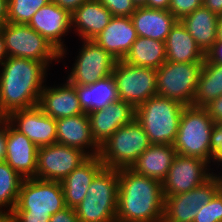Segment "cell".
Masks as SVG:
<instances>
[{
  "label": "cell",
  "instance_id": "cell-15",
  "mask_svg": "<svg viewBox=\"0 0 222 222\" xmlns=\"http://www.w3.org/2000/svg\"><path fill=\"white\" fill-rule=\"evenodd\" d=\"M6 118L14 129L25 134L38 148L56 143V120L46 115L38 105L12 111Z\"/></svg>",
  "mask_w": 222,
  "mask_h": 222
},
{
  "label": "cell",
  "instance_id": "cell-2",
  "mask_svg": "<svg viewBox=\"0 0 222 222\" xmlns=\"http://www.w3.org/2000/svg\"><path fill=\"white\" fill-rule=\"evenodd\" d=\"M119 190L116 222H162V183L134 172L118 169Z\"/></svg>",
  "mask_w": 222,
  "mask_h": 222
},
{
  "label": "cell",
  "instance_id": "cell-42",
  "mask_svg": "<svg viewBox=\"0 0 222 222\" xmlns=\"http://www.w3.org/2000/svg\"><path fill=\"white\" fill-rule=\"evenodd\" d=\"M202 6L218 16L222 15V0H202Z\"/></svg>",
  "mask_w": 222,
  "mask_h": 222
},
{
  "label": "cell",
  "instance_id": "cell-9",
  "mask_svg": "<svg viewBox=\"0 0 222 222\" xmlns=\"http://www.w3.org/2000/svg\"><path fill=\"white\" fill-rule=\"evenodd\" d=\"M8 57L26 58L39 62L59 63L60 52L41 34L27 24L7 23L0 28ZM59 60V61H58Z\"/></svg>",
  "mask_w": 222,
  "mask_h": 222
},
{
  "label": "cell",
  "instance_id": "cell-3",
  "mask_svg": "<svg viewBox=\"0 0 222 222\" xmlns=\"http://www.w3.org/2000/svg\"><path fill=\"white\" fill-rule=\"evenodd\" d=\"M118 190V169L104 167L74 208L79 222H116Z\"/></svg>",
  "mask_w": 222,
  "mask_h": 222
},
{
  "label": "cell",
  "instance_id": "cell-48",
  "mask_svg": "<svg viewBox=\"0 0 222 222\" xmlns=\"http://www.w3.org/2000/svg\"><path fill=\"white\" fill-rule=\"evenodd\" d=\"M217 40L222 41V15L218 17Z\"/></svg>",
  "mask_w": 222,
  "mask_h": 222
},
{
  "label": "cell",
  "instance_id": "cell-12",
  "mask_svg": "<svg viewBox=\"0 0 222 222\" xmlns=\"http://www.w3.org/2000/svg\"><path fill=\"white\" fill-rule=\"evenodd\" d=\"M221 190L217 173L189 192L164 196L162 222H193L198 210Z\"/></svg>",
  "mask_w": 222,
  "mask_h": 222
},
{
  "label": "cell",
  "instance_id": "cell-1",
  "mask_svg": "<svg viewBox=\"0 0 222 222\" xmlns=\"http://www.w3.org/2000/svg\"><path fill=\"white\" fill-rule=\"evenodd\" d=\"M52 62L7 57L0 65V117L39 104ZM2 68V69H1Z\"/></svg>",
  "mask_w": 222,
  "mask_h": 222
},
{
  "label": "cell",
  "instance_id": "cell-32",
  "mask_svg": "<svg viewBox=\"0 0 222 222\" xmlns=\"http://www.w3.org/2000/svg\"><path fill=\"white\" fill-rule=\"evenodd\" d=\"M52 0H9L8 22L28 24L39 8Z\"/></svg>",
  "mask_w": 222,
  "mask_h": 222
},
{
  "label": "cell",
  "instance_id": "cell-28",
  "mask_svg": "<svg viewBox=\"0 0 222 222\" xmlns=\"http://www.w3.org/2000/svg\"><path fill=\"white\" fill-rule=\"evenodd\" d=\"M85 114L104 109L110 103L119 100L113 75L89 85H73Z\"/></svg>",
  "mask_w": 222,
  "mask_h": 222
},
{
  "label": "cell",
  "instance_id": "cell-19",
  "mask_svg": "<svg viewBox=\"0 0 222 222\" xmlns=\"http://www.w3.org/2000/svg\"><path fill=\"white\" fill-rule=\"evenodd\" d=\"M56 143L81 149L88 156H97L100 147L96 144L89 123L88 114L56 120Z\"/></svg>",
  "mask_w": 222,
  "mask_h": 222
},
{
  "label": "cell",
  "instance_id": "cell-40",
  "mask_svg": "<svg viewBox=\"0 0 222 222\" xmlns=\"http://www.w3.org/2000/svg\"><path fill=\"white\" fill-rule=\"evenodd\" d=\"M206 57L211 62L222 65V41L217 40L213 47L206 53Z\"/></svg>",
  "mask_w": 222,
  "mask_h": 222
},
{
  "label": "cell",
  "instance_id": "cell-26",
  "mask_svg": "<svg viewBox=\"0 0 222 222\" xmlns=\"http://www.w3.org/2000/svg\"><path fill=\"white\" fill-rule=\"evenodd\" d=\"M165 47L167 61L174 63L204 62L206 58V54L180 21L170 29Z\"/></svg>",
  "mask_w": 222,
  "mask_h": 222
},
{
  "label": "cell",
  "instance_id": "cell-38",
  "mask_svg": "<svg viewBox=\"0 0 222 222\" xmlns=\"http://www.w3.org/2000/svg\"><path fill=\"white\" fill-rule=\"evenodd\" d=\"M212 121L217 124L222 122V95L204 107Z\"/></svg>",
  "mask_w": 222,
  "mask_h": 222
},
{
  "label": "cell",
  "instance_id": "cell-25",
  "mask_svg": "<svg viewBox=\"0 0 222 222\" xmlns=\"http://www.w3.org/2000/svg\"><path fill=\"white\" fill-rule=\"evenodd\" d=\"M131 19L139 37L164 42L170 29L178 21L169 10H157L145 6L137 7Z\"/></svg>",
  "mask_w": 222,
  "mask_h": 222
},
{
  "label": "cell",
  "instance_id": "cell-7",
  "mask_svg": "<svg viewBox=\"0 0 222 222\" xmlns=\"http://www.w3.org/2000/svg\"><path fill=\"white\" fill-rule=\"evenodd\" d=\"M61 182L25 178L12 213L14 215L51 216L65 208Z\"/></svg>",
  "mask_w": 222,
  "mask_h": 222
},
{
  "label": "cell",
  "instance_id": "cell-50",
  "mask_svg": "<svg viewBox=\"0 0 222 222\" xmlns=\"http://www.w3.org/2000/svg\"><path fill=\"white\" fill-rule=\"evenodd\" d=\"M218 177L220 178V182H221V190H222V174L220 175V173L218 172Z\"/></svg>",
  "mask_w": 222,
  "mask_h": 222
},
{
  "label": "cell",
  "instance_id": "cell-21",
  "mask_svg": "<svg viewBox=\"0 0 222 222\" xmlns=\"http://www.w3.org/2000/svg\"><path fill=\"white\" fill-rule=\"evenodd\" d=\"M63 84V85H62ZM60 86L44 85L38 106L55 120L83 114L76 88L67 80Z\"/></svg>",
  "mask_w": 222,
  "mask_h": 222
},
{
  "label": "cell",
  "instance_id": "cell-35",
  "mask_svg": "<svg viewBox=\"0 0 222 222\" xmlns=\"http://www.w3.org/2000/svg\"><path fill=\"white\" fill-rule=\"evenodd\" d=\"M200 7L202 0H171L168 10L179 21Z\"/></svg>",
  "mask_w": 222,
  "mask_h": 222
},
{
  "label": "cell",
  "instance_id": "cell-47",
  "mask_svg": "<svg viewBox=\"0 0 222 222\" xmlns=\"http://www.w3.org/2000/svg\"><path fill=\"white\" fill-rule=\"evenodd\" d=\"M0 222H16L12 212H0Z\"/></svg>",
  "mask_w": 222,
  "mask_h": 222
},
{
  "label": "cell",
  "instance_id": "cell-23",
  "mask_svg": "<svg viewBox=\"0 0 222 222\" xmlns=\"http://www.w3.org/2000/svg\"><path fill=\"white\" fill-rule=\"evenodd\" d=\"M104 168L99 156H89L62 182L65 205L76 208L84 199L95 176Z\"/></svg>",
  "mask_w": 222,
  "mask_h": 222
},
{
  "label": "cell",
  "instance_id": "cell-6",
  "mask_svg": "<svg viewBox=\"0 0 222 222\" xmlns=\"http://www.w3.org/2000/svg\"><path fill=\"white\" fill-rule=\"evenodd\" d=\"M150 145L147 134L135 118L118 128L100 146L98 156L105 168H130Z\"/></svg>",
  "mask_w": 222,
  "mask_h": 222
},
{
  "label": "cell",
  "instance_id": "cell-10",
  "mask_svg": "<svg viewBox=\"0 0 222 222\" xmlns=\"http://www.w3.org/2000/svg\"><path fill=\"white\" fill-rule=\"evenodd\" d=\"M119 100L135 109L150 97L157 95V69L134 66L117 60L112 73Z\"/></svg>",
  "mask_w": 222,
  "mask_h": 222
},
{
  "label": "cell",
  "instance_id": "cell-39",
  "mask_svg": "<svg viewBox=\"0 0 222 222\" xmlns=\"http://www.w3.org/2000/svg\"><path fill=\"white\" fill-rule=\"evenodd\" d=\"M7 144V118L0 117V162L5 161Z\"/></svg>",
  "mask_w": 222,
  "mask_h": 222
},
{
  "label": "cell",
  "instance_id": "cell-41",
  "mask_svg": "<svg viewBox=\"0 0 222 222\" xmlns=\"http://www.w3.org/2000/svg\"><path fill=\"white\" fill-rule=\"evenodd\" d=\"M90 0H52L56 5L72 14L80 5Z\"/></svg>",
  "mask_w": 222,
  "mask_h": 222
},
{
  "label": "cell",
  "instance_id": "cell-14",
  "mask_svg": "<svg viewBox=\"0 0 222 222\" xmlns=\"http://www.w3.org/2000/svg\"><path fill=\"white\" fill-rule=\"evenodd\" d=\"M210 165L201 158L177 154L162 182L163 195L173 196L189 192L205 183L215 174L210 171Z\"/></svg>",
  "mask_w": 222,
  "mask_h": 222
},
{
  "label": "cell",
  "instance_id": "cell-20",
  "mask_svg": "<svg viewBox=\"0 0 222 222\" xmlns=\"http://www.w3.org/2000/svg\"><path fill=\"white\" fill-rule=\"evenodd\" d=\"M137 38L131 17L113 16L93 40L116 60H123Z\"/></svg>",
  "mask_w": 222,
  "mask_h": 222
},
{
  "label": "cell",
  "instance_id": "cell-49",
  "mask_svg": "<svg viewBox=\"0 0 222 222\" xmlns=\"http://www.w3.org/2000/svg\"><path fill=\"white\" fill-rule=\"evenodd\" d=\"M137 7H146L147 0H132Z\"/></svg>",
  "mask_w": 222,
  "mask_h": 222
},
{
  "label": "cell",
  "instance_id": "cell-16",
  "mask_svg": "<svg viewBox=\"0 0 222 222\" xmlns=\"http://www.w3.org/2000/svg\"><path fill=\"white\" fill-rule=\"evenodd\" d=\"M27 25L49 41L60 52V59H64L67 48L64 47L66 44L62 37L65 38L72 30L71 14L68 11L51 1L39 8Z\"/></svg>",
  "mask_w": 222,
  "mask_h": 222
},
{
  "label": "cell",
  "instance_id": "cell-33",
  "mask_svg": "<svg viewBox=\"0 0 222 222\" xmlns=\"http://www.w3.org/2000/svg\"><path fill=\"white\" fill-rule=\"evenodd\" d=\"M193 222H222V190L198 210Z\"/></svg>",
  "mask_w": 222,
  "mask_h": 222
},
{
  "label": "cell",
  "instance_id": "cell-46",
  "mask_svg": "<svg viewBox=\"0 0 222 222\" xmlns=\"http://www.w3.org/2000/svg\"><path fill=\"white\" fill-rule=\"evenodd\" d=\"M7 57L8 56L5 50L4 37H3L2 32L0 31V65Z\"/></svg>",
  "mask_w": 222,
  "mask_h": 222
},
{
  "label": "cell",
  "instance_id": "cell-13",
  "mask_svg": "<svg viewBox=\"0 0 222 222\" xmlns=\"http://www.w3.org/2000/svg\"><path fill=\"white\" fill-rule=\"evenodd\" d=\"M88 157L81 149L60 143L39 147L35 178L62 182Z\"/></svg>",
  "mask_w": 222,
  "mask_h": 222
},
{
  "label": "cell",
  "instance_id": "cell-24",
  "mask_svg": "<svg viewBox=\"0 0 222 222\" xmlns=\"http://www.w3.org/2000/svg\"><path fill=\"white\" fill-rule=\"evenodd\" d=\"M176 155L177 152L171 144H151L130 168L162 183Z\"/></svg>",
  "mask_w": 222,
  "mask_h": 222
},
{
  "label": "cell",
  "instance_id": "cell-34",
  "mask_svg": "<svg viewBox=\"0 0 222 222\" xmlns=\"http://www.w3.org/2000/svg\"><path fill=\"white\" fill-rule=\"evenodd\" d=\"M108 8L112 16L131 17L137 6L132 0H98Z\"/></svg>",
  "mask_w": 222,
  "mask_h": 222
},
{
  "label": "cell",
  "instance_id": "cell-5",
  "mask_svg": "<svg viewBox=\"0 0 222 222\" xmlns=\"http://www.w3.org/2000/svg\"><path fill=\"white\" fill-rule=\"evenodd\" d=\"M215 123L204 107L185 106L173 147L177 154L201 158L211 164V133Z\"/></svg>",
  "mask_w": 222,
  "mask_h": 222
},
{
  "label": "cell",
  "instance_id": "cell-31",
  "mask_svg": "<svg viewBox=\"0 0 222 222\" xmlns=\"http://www.w3.org/2000/svg\"><path fill=\"white\" fill-rule=\"evenodd\" d=\"M23 180L24 178L7 162H0V212L13 211Z\"/></svg>",
  "mask_w": 222,
  "mask_h": 222
},
{
  "label": "cell",
  "instance_id": "cell-37",
  "mask_svg": "<svg viewBox=\"0 0 222 222\" xmlns=\"http://www.w3.org/2000/svg\"><path fill=\"white\" fill-rule=\"evenodd\" d=\"M49 222H79L75 209L66 206L50 216Z\"/></svg>",
  "mask_w": 222,
  "mask_h": 222
},
{
  "label": "cell",
  "instance_id": "cell-29",
  "mask_svg": "<svg viewBox=\"0 0 222 222\" xmlns=\"http://www.w3.org/2000/svg\"><path fill=\"white\" fill-rule=\"evenodd\" d=\"M123 61L134 66L158 69L167 61L165 42L138 36Z\"/></svg>",
  "mask_w": 222,
  "mask_h": 222
},
{
  "label": "cell",
  "instance_id": "cell-30",
  "mask_svg": "<svg viewBox=\"0 0 222 222\" xmlns=\"http://www.w3.org/2000/svg\"><path fill=\"white\" fill-rule=\"evenodd\" d=\"M222 95V65L211 62L207 57L199 75L192 106L205 107Z\"/></svg>",
  "mask_w": 222,
  "mask_h": 222
},
{
  "label": "cell",
  "instance_id": "cell-27",
  "mask_svg": "<svg viewBox=\"0 0 222 222\" xmlns=\"http://www.w3.org/2000/svg\"><path fill=\"white\" fill-rule=\"evenodd\" d=\"M218 17L202 6L179 20L205 54L217 41Z\"/></svg>",
  "mask_w": 222,
  "mask_h": 222
},
{
  "label": "cell",
  "instance_id": "cell-17",
  "mask_svg": "<svg viewBox=\"0 0 222 222\" xmlns=\"http://www.w3.org/2000/svg\"><path fill=\"white\" fill-rule=\"evenodd\" d=\"M136 109L123 100L110 103L104 109L88 114L92 136L100 147L121 126L135 119Z\"/></svg>",
  "mask_w": 222,
  "mask_h": 222
},
{
  "label": "cell",
  "instance_id": "cell-45",
  "mask_svg": "<svg viewBox=\"0 0 222 222\" xmlns=\"http://www.w3.org/2000/svg\"><path fill=\"white\" fill-rule=\"evenodd\" d=\"M9 0H0V28L8 23Z\"/></svg>",
  "mask_w": 222,
  "mask_h": 222
},
{
  "label": "cell",
  "instance_id": "cell-11",
  "mask_svg": "<svg viewBox=\"0 0 222 222\" xmlns=\"http://www.w3.org/2000/svg\"><path fill=\"white\" fill-rule=\"evenodd\" d=\"M82 41L67 81L72 85H89L112 75L117 60L94 40Z\"/></svg>",
  "mask_w": 222,
  "mask_h": 222
},
{
  "label": "cell",
  "instance_id": "cell-18",
  "mask_svg": "<svg viewBox=\"0 0 222 222\" xmlns=\"http://www.w3.org/2000/svg\"><path fill=\"white\" fill-rule=\"evenodd\" d=\"M38 149L25 134L14 129L7 120L5 162L24 179L36 177Z\"/></svg>",
  "mask_w": 222,
  "mask_h": 222
},
{
  "label": "cell",
  "instance_id": "cell-4",
  "mask_svg": "<svg viewBox=\"0 0 222 222\" xmlns=\"http://www.w3.org/2000/svg\"><path fill=\"white\" fill-rule=\"evenodd\" d=\"M184 107L167 97L154 95L136 108L135 118L151 144H173Z\"/></svg>",
  "mask_w": 222,
  "mask_h": 222
},
{
  "label": "cell",
  "instance_id": "cell-44",
  "mask_svg": "<svg viewBox=\"0 0 222 222\" xmlns=\"http://www.w3.org/2000/svg\"><path fill=\"white\" fill-rule=\"evenodd\" d=\"M171 0H147L146 7L157 10H168Z\"/></svg>",
  "mask_w": 222,
  "mask_h": 222
},
{
  "label": "cell",
  "instance_id": "cell-8",
  "mask_svg": "<svg viewBox=\"0 0 222 222\" xmlns=\"http://www.w3.org/2000/svg\"><path fill=\"white\" fill-rule=\"evenodd\" d=\"M203 62L166 61L157 69V95L192 106Z\"/></svg>",
  "mask_w": 222,
  "mask_h": 222
},
{
  "label": "cell",
  "instance_id": "cell-36",
  "mask_svg": "<svg viewBox=\"0 0 222 222\" xmlns=\"http://www.w3.org/2000/svg\"><path fill=\"white\" fill-rule=\"evenodd\" d=\"M210 146L213 151L212 162L220 166L222 164V122L214 125Z\"/></svg>",
  "mask_w": 222,
  "mask_h": 222
},
{
  "label": "cell",
  "instance_id": "cell-43",
  "mask_svg": "<svg viewBox=\"0 0 222 222\" xmlns=\"http://www.w3.org/2000/svg\"><path fill=\"white\" fill-rule=\"evenodd\" d=\"M16 222H49L50 216L14 215Z\"/></svg>",
  "mask_w": 222,
  "mask_h": 222
},
{
  "label": "cell",
  "instance_id": "cell-22",
  "mask_svg": "<svg viewBox=\"0 0 222 222\" xmlns=\"http://www.w3.org/2000/svg\"><path fill=\"white\" fill-rule=\"evenodd\" d=\"M112 14L98 0L84 2L71 14V28L81 40H93L109 24Z\"/></svg>",
  "mask_w": 222,
  "mask_h": 222
}]
</instances>
